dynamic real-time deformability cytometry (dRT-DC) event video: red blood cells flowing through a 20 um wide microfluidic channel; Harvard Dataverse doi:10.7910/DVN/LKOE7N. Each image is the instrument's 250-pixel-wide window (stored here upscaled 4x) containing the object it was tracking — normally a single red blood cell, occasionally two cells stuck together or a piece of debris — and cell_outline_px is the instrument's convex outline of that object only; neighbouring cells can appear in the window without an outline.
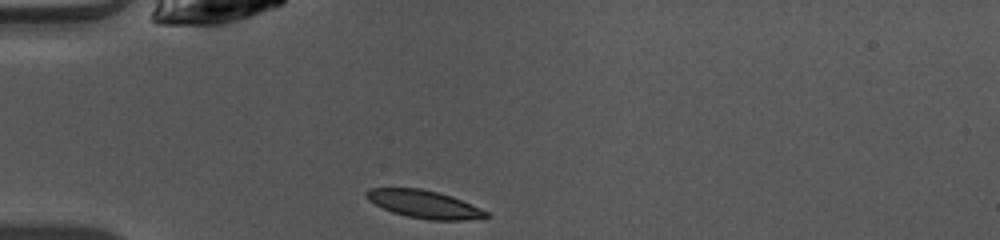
{"species": "common noctule bat (a hibernating species)", "species_latin": "Nyctalus noctula", "temperature_condition": "warm", "stored_images_in_passage": 36, "camera_frame_rate_fps": 3000, "um_per_image_px": 0.085, "animal": {"sex": "female", "body_mass_g": 10.0, "forearm_length_mm": 53.1}, "frame": {"image": 1, "passage_image": 1, "time_ms": 0.0, "image_size_px": [1000, 240], "cell_outline_px": [[492, 216], [464, 220], [428, 220], [408, 216], [392, 212], [368, 200], [364, 196], [364, 192], [372, 188], [420, 188], [452, 196], [480, 208], [488, 212]], "centroid_in_image_um": [36.05, 17.36], "position_along_channel_um": 48.9, "area_um2": 19.25}}
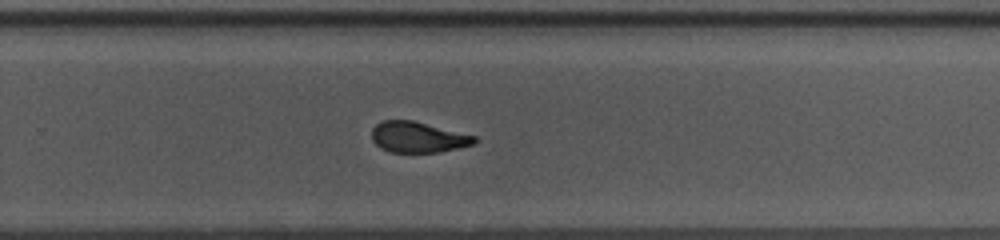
{"frame": {"image": 2, "passage_image": 20, "time_ms": 6.333, "image_size_px": [1000, 240], "cell_outline_px": [[480, 140], [476, 144], [440, 152], [392, 152], [380, 148], [372, 140], [372, 128], [376, 124], [384, 120], [412, 120], [476, 136]], "centroid_in_image_um": [35.56, 11.66], "position_along_channel_um": 294.2, "area_um2": 18.5}}
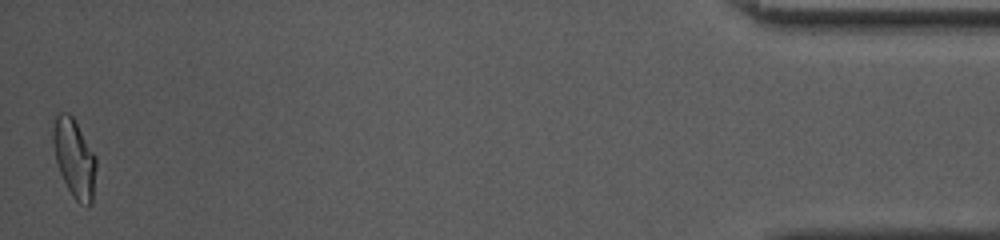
{"frame": {"image": 3, "passage_image": 36, "time_ms": 11.667, "image_size_px": [1000, 240], "cell_outline_px": [[96, 168], [92, 204], [88, 208], [80, 204], [72, 196], [56, 164], [52, 140], [52, 132], [56, 116], [60, 112], [68, 112], [72, 116], [96, 156]], "centroid_in_image_um": [6.32, 13.47], "position_along_channel_um": 428.9, "area_um2": 19.77}, "authors_computed_cell_mechanics": {"area_um2": 19.4786, "velocity_mm_per_s": 4.0951, "shape_relaxation_time_tau1_ms": 2.9471, "shape_relaxation_time_tau2_ms": 1.2447, "deformation_change_tau1": 0.1489, "deformation_change_tau2": 0.0832}}